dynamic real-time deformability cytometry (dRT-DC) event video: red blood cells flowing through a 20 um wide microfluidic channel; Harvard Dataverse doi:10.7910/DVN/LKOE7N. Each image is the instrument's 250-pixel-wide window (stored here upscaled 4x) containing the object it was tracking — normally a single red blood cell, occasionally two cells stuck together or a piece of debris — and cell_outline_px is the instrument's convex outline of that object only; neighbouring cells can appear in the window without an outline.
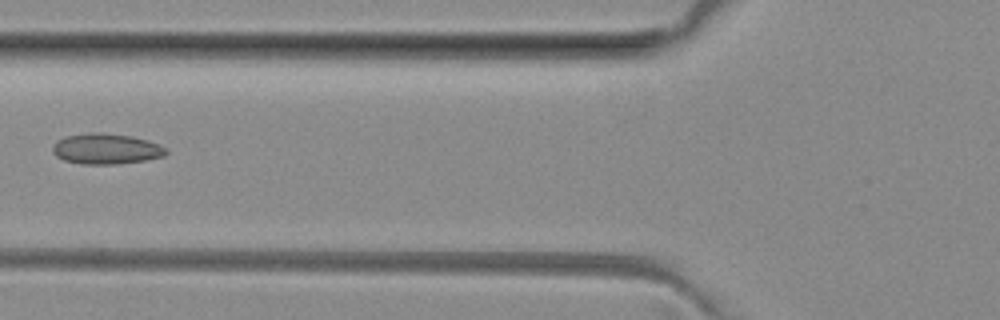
{"species": "common noctule bat (a hibernating species)", "species_latin": "Nyctalus noctula", "temperature_condition": "room temperature", "stored_images_in_passage": 8, "camera_frame_rate_fps": 3000, "um_per_image_px": 0.085, "animal": {"sex": "female", "body_mass_g": 29.2, "forearm_length_mm": 56.3}, "frame": {"image": 1, "passage_image": 7, "time_ms": 6.667, "image_size_px": [1000, 320], "cell_outline_px": [[168, 152], [164, 156], [144, 160], [116, 164], [80, 164], [64, 160], [56, 156], [52, 152], [52, 148], [56, 140], [64, 136], [88, 132], [100, 132], [132, 136], [148, 140], [160, 144], [168, 148]], "centroid_in_image_um": [9.01, 12.64], "position_along_channel_um": 116.8, "area_um2": 20.52}}
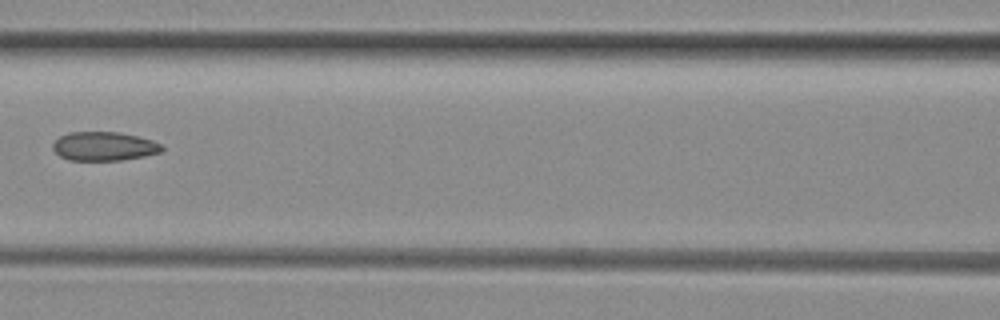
{"frame": {"image": 2, "passage_image": 8, "time_ms": 7.667, "image_size_px": [1000, 320], "cell_outline_px": [[164, 148], [160, 152], [144, 156], [120, 160], [68, 160], [60, 156], [52, 148], [52, 144], [60, 136], [68, 132], [120, 132], [152, 140], [160, 144]], "centroid_in_image_um": [8.82, 12.43], "position_along_channel_um": 157.8, "area_um2": 18.26}}